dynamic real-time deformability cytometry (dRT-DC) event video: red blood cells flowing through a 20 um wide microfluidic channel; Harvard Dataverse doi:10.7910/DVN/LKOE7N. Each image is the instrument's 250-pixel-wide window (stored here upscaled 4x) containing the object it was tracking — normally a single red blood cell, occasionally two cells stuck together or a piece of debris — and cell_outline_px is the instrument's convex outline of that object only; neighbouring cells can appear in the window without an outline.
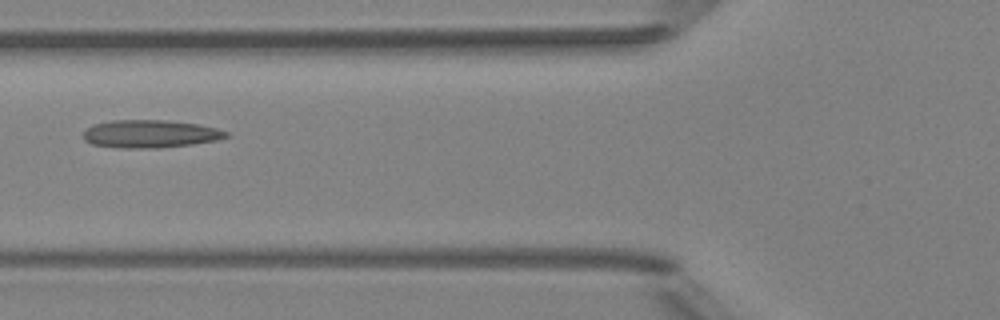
{"species": "Egyptian fruit bat (a non-hibernating species)", "species_latin": "Rousettus aegyptiacus", "temperature_condition": "room temperature", "stored_images_in_passage": 7, "camera_frame_rate_fps": 3000, "um_per_image_px": 0.085, "animal": {"sex": "female"}, "frame": {"image": 1, "passage_image": 5, "time_ms": 5.667, "image_size_px": [1000, 320], "cell_outline_px": [[232, 136], [216, 140], [192, 144], [160, 148], [116, 148], [92, 144], [84, 140], [84, 132], [92, 124], [112, 120], [164, 120], [196, 124], [216, 128], [228, 132]], "centroid_in_image_um": [12.76, 11.38], "position_along_channel_um": 113.0, "area_um2": 23.24}}
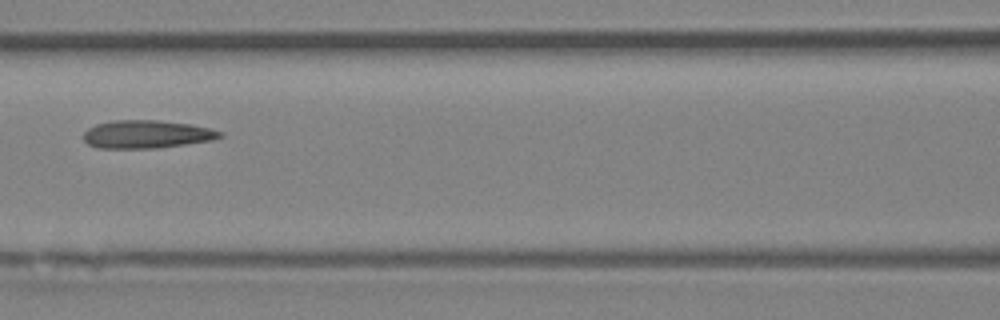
{"frame": {"image": 2, "passage_image": 6, "time_ms": 6.667, "image_size_px": [1000, 320], "cell_outline_px": [[224, 136], [212, 140], [160, 148], [96, 148], [88, 144], [84, 140], [84, 132], [88, 128], [96, 124], [112, 120], [156, 120], [192, 124], [224, 132]], "centroid_in_image_um": [12.47, 11.41], "position_along_channel_um": 154.1, "area_um2": 22.43}}
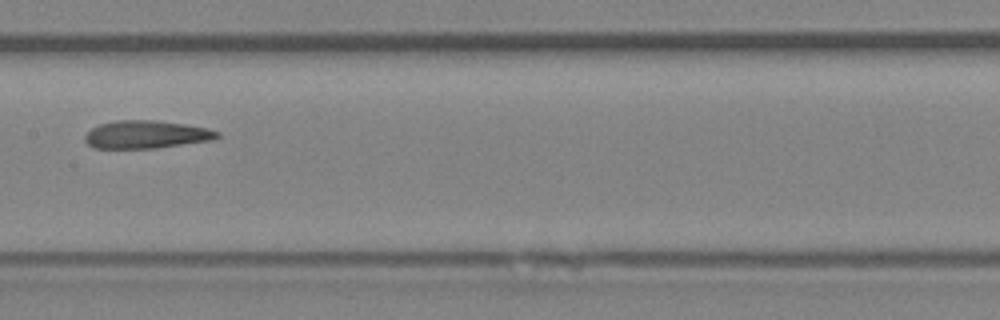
{"frame": {"image": 3, "passage_image": 7, "time_ms": 7.667, "image_size_px": [1000, 320], "cell_outline_px": [[220, 136], [212, 140], [156, 148], [92, 148], [84, 140], [84, 136], [92, 128], [100, 124], [116, 120], [156, 120], [184, 124], [208, 128], [220, 132]], "centroid_in_image_um": [12.43, 11.43], "position_along_channel_um": 195.0, "area_um2": 21.5}}